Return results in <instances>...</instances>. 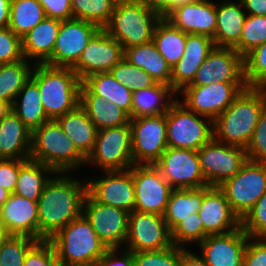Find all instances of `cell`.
I'll list each match as a JSON object with an SVG mask.
<instances>
[{
    "mask_svg": "<svg viewBox=\"0 0 266 266\" xmlns=\"http://www.w3.org/2000/svg\"><path fill=\"white\" fill-rule=\"evenodd\" d=\"M65 173L47 182L38 199V240H49L83 214L87 183Z\"/></svg>",
    "mask_w": 266,
    "mask_h": 266,
    "instance_id": "6da1fadb",
    "label": "cell"
},
{
    "mask_svg": "<svg viewBox=\"0 0 266 266\" xmlns=\"http://www.w3.org/2000/svg\"><path fill=\"white\" fill-rule=\"evenodd\" d=\"M265 105L266 88L246 87L213 121V138L246 149Z\"/></svg>",
    "mask_w": 266,
    "mask_h": 266,
    "instance_id": "7a4b0ae2",
    "label": "cell"
},
{
    "mask_svg": "<svg viewBox=\"0 0 266 266\" xmlns=\"http://www.w3.org/2000/svg\"><path fill=\"white\" fill-rule=\"evenodd\" d=\"M31 79L38 85L42 106L50 120L80 105L82 81L72 68L34 64Z\"/></svg>",
    "mask_w": 266,
    "mask_h": 266,
    "instance_id": "3957f363",
    "label": "cell"
},
{
    "mask_svg": "<svg viewBox=\"0 0 266 266\" xmlns=\"http://www.w3.org/2000/svg\"><path fill=\"white\" fill-rule=\"evenodd\" d=\"M60 264L96 266L108 248L84 214L72 220L51 239Z\"/></svg>",
    "mask_w": 266,
    "mask_h": 266,
    "instance_id": "277c9868",
    "label": "cell"
},
{
    "mask_svg": "<svg viewBox=\"0 0 266 266\" xmlns=\"http://www.w3.org/2000/svg\"><path fill=\"white\" fill-rule=\"evenodd\" d=\"M30 159L51 167L59 175L86 163L56 119L46 121L32 132Z\"/></svg>",
    "mask_w": 266,
    "mask_h": 266,
    "instance_id": "5b68a950",
    "label": "cell"
},
{
    "mask_svg": "<svg viewBox=\"0 0 266 266\" xmlns=\"http://www.w3.org/2000/svg\"><path fill=\"white\" fill-rule=\"evenodd\" d=\"M161 18L160 14L139 0L121 2L116 3L103 29L125 49L151 42Z\"/></svg>",
    "mask_w": 266,
    "mask_h": 266,
    "instance_id": "8992f818",
    "label": "cell"
},
{
    "mask_svg": "<svg viewBox=\"0 0 266 266\" xmlns=\"http://www.w3.org/2000/svg\"><path fill=\"white\" fill-rule=\"evenodd\" d=\"M200 116L176 98L166 113L168 147L198 151L208 143L213 138V121Z\"/></svg>",
    "mask_w": 266,
    "mask_h": 266,
    "instance_id": "52a82bcc",
    "label": "cell"
},
{
    "mask_svg": "<svg viewBox=\"0 0 266 266\" xmlns=\"http://www.w3.org/2000/svg\"><path fill=\"white\" fill-rule=\"evenodd\" d=\"M218 187L241 220L266 192V162L248 160L233 177Z\"/></svg>",
    "mask_w": 266,
    "mask_h": 266,
    "instance_id": "ba28073f",
    "label": "cell"
},
{
    "mask_svg": "<svg viewBox=\"0 0 266 266\" xmlns=\"http://www.w3.org/2000/svg\"><path fill=\"white\" fill-rule=\"evenodd\" d=\"M86 163L98 164L103 171L126 170L133 166L130 125L98 130Z\"/></svg>",
    "mask_w": 266,
    "mask_h": 266,
    "instance_id": "9c48e42d",
    "label": "cell"
},
{
    "mask_svg": "<svg viewBox=\"0 0 266 266\" xmlns=\"http://www.w3.org/2000/svg\"><path fill=\"white\" fill-rule=\"evenodd\" d=\"M245 82H214L208 85H188L182 90L183 103L202 118L214 121L246 88Z\"/></svg>",
    "mask_w": 266,
    "mask_h": 266,
    "instance_id": "30bf717a",
    "label": "cell"
},
{
    "mask_svg": "<svg viewBox=\"0 0 266 266\" xmlns=\"http://www.w3.org/2000/svg\"><path fill=\"white\" fill-rule=\"evenodd\" d=\"M201 170L208 186H220L248 161L246 149L212 138L198 150Z\"/></svg>",
    "mask_w": 266,
    "mask_h": 266,
    "instance_id": "8fae6325",
    "label": "cell"
},
{
    "mask_svg": "<svg viewBox=\"0 0 266 266\" xmlns=\"http://www.w3.org/2000/svg\"><path fill=\"white\" fill-rule=\"evenodd\" d=\"M134 165H154L168 148L166 114L130 119Z\"/></svg>",
    "mask_w": 266,
    "mask_h": 266,
    "instance_id": "7c38bea8",
    "label": "cell"
},
{
    "mask_svg": "<svg viewBox=\"0 0 266 266\" xmlns=\"http://www.w3.org/2000/svg\"><path fill=\"white\" fill-rule=\"evenodd\" d=\"M154 165L173 189L208 186L201 170L198 151L168 147Z\"/></svg>",
    "mask_w": 266,
    "mask_h": 266,
    "instance_id": "4fadbf2b",
    "label": "cell"
},
{
    "mask_svg": "<svg viewBox=\"0 0 266 266\" xmlns=\"http://www.w3.org/2000/svg\"><path fill=\"white\" fill-rule=\"evenodd\" d=\"M132 179L135 189V209L139 212L162 215L174 190L152 164L133 165Z\"/></svg>",
    "mask_w": 266,
    "mask_h": 266,
    "instance_id": "5bb4252c",
    "label": "cell"
},
{
    "mask_svg": "<svg viewBox=\"0 0 266 266\" xmlns=\"http://www.w3.org/2000/svg\"><path fill=\"white\" fill-rule=\"evenodd\" d=\"M125 243V250L132 253L162 250L173 245L171 230L162 215L136 210L129 213Z\"/></svg>",
    "mask_w": 266,
    "mask_h": 266,
    "instance_id": "9a60e30c",
    "label": "cell"
},
{
    "mask_svg": "<svg viewBox=\"0 0 266 266\" xmlns=\"http://www.w3.org/2000/svg\"><path fill=\"white\" fill-rule=\"evenodd\" d=\"M100 29L97 24L81 19L61 21L53 54L45 64L73 68L80 59L83 49Z\"/></svg>",
    "mask_w": 266,
    "mask_h": 266,
    "instance_id": "2e32d148",
    "label": "cell"
},
{
    "mask_svg": "<svg viewBox=\"0 0 266 266\" xmlns=\"http://www.w3.org/2000/svg\"><path fill=\"white\" fill-rule=\"evenodd\" d=\"M83 214L108 249H120V245L125 244L129 224V213L126 210L95 202L87 194Z\"/></svg>",
    "mask_w": 266,
    "mask_h": 266,
    "instance_id": "e0dca14e",
    "label": "cell"
},
{
    "mask_svg": "<svg viewBox=\"0 0 266 266\" xmlns=\"http://www.w3.org/2000/svg\"><path fill=\"white\" fill-rule=\"evenodd\" d=\"M105 177L87 181V194L104 205L117 207L131 213L136 197L132 179V167L126 170L104 171Z\"/></svg>",
    "mask_w": 266,
    "mask_h": 266,
    "instance_id": "ac0fdd59",
    "label": "cell"
},
{
    "mask_svg": "<svg viewBox=\"0 0 266 266\" xmlns=\"http://www.w3.org/2000/svg\"><path fill=\"white\" fill-rule=\"evenodd\" d=\"M123 58V46L101 28L83 49L80 59L72 69L83 81L93 74L109 72Z\"/></svg>",
    "mask_w": 266,
    "mask_h": 266,
    "instance_id": "d6986e66",
    "label": "cell"
},
{
    "mask_svg": "<svg viewBox=\"0 0 266 266\" xmlns=\"http://www.w3.org/2000/svg\"><path fill=\"white\" fill-rule=\"evenodd\" d=\"M214 82H245L243 57L233 47H214L190 85Z\"/></svg>",
    "mask_w": 266,
    "mask_h": 266,
    "instance_id": "ffe728a7",
    "label": "cell"
},
{
    "mask_svg": "<svg viewBox=\"0 0 266 266\" xmlns=\"http://www.w3.org/2000/svg\"><path fill=\"white\" fill-rule=\"evenodd\" d=\"M248 239V234L240 227L225 234L208 235L198 245L208 266H243Z\"/></svg>",
    "mask_w": 266,
    "mask_h": 266,
    "instance_id": "44dd1931",
    "label": "cell"
},
{
    "mask_svg": "<svg viewBox=\"0 0 266 266\" xmlns=\"http://www.w3.org/2000/svg\"><path fill=\"white\" fill-rule=\"evenodd\" d=\"M198 214L207 235L225 234L241 227V220L218 186H203V201Z\"/></svg>",
    "mask_w": 266,
    "mask_h": 266,
    "instance_id": "7402d4cb",
    "label": "cell"
},
{
    "mask_svg": "<svg viewBox=\"0 0 266 266\" xmlns=\"http://www.w3.org/2000/svg\"><path fill=\"white\" fill-rule=\"evenodd\" d=\"M165 19L186 34L213 38L216 30V4L209 0H196L176 7Z\"/></svg>",
    "mask_w": 266,
    "mask_h": 266,
    "instance_id": "603a6c76",
    "label": "cell"
},
{
    "mask_svg": "<svg viewBox=\"0 0 266 266\" xmlns=\"http://www.w3.org/2000/svg\"><path fill=\"white\" fill-rule=\"evenodd\" d=\"M214 47L215 43L209 36L186 34L184 54L172 67L171 87L177 94L193 82L197 70Z\"/></svg>",
    "mask_w": 266,
    "mask_h": 266,
    "instance_id": "cb8c5ba5",
    "label": "cell"
},
{
    "mask_svg": "<svg viewBox=\"0 0 266 266\" xmlns=\"http://www.w3.org/2000/svg\"><path fill=\"white\" fill-rule=\"evenodd\" d=\"M38 201L14 193L0 208V222L9 235H25L38 240Z\"/></svg>",
    "mask_w": 266,
    "mask_h": 266,
    "instance_id": "d4e9b609",
    "label": "cell"
},
{
    "mask_svg": "<svg viewBox=\"0 0 266 266\" xmlns=\"http://www.w3.org/2000/svg\"><path fill=\"white\" fill-rule=\"evenodd\" d=\"M32 131L17 114L10 113L0 121V152L5 159H30Z\"/></svg>",
    "mask_w": 266,
    "mask_h": 266,
    "instance_id": "484cf974",
    "label": "cell"
},
{
    "mask_svg": "<svg viewBox=\"0 0 266 266\" xmlns=\"http://www.w3.org/2000/svg\"><path fill=\"white\" fill-rule=\"evenodd\" d=\"M61 21L45 17L22 37L24 58L36 59L35 64H45L52 56Z\"/></svg>",
    "mask_w": 266,
    "mask_h": 266,
    "instance_id": "4316f807",
    "label": "cell"
},
{
    "mask_svg": "<svg viewBox=\"0 0 266 266\" xmlns=\"http://www.w3.org/2000/svg\"><path fill=\"white\" fill-rule=\"evenodd\" d=\"M80 105L98 130L129 124V115L114 102L95 95L83 82L80 89Z\"/></svg>",
    "mask_w": 266,
    "mask_h": 266,
    "instance_id": "83f0119b",
    "label": "cell"
},
{
    "mask_svg": "<svg viewBox=\"0 0 266 266\" xmlns=\"http://www.w3.org/2000/svg\"><path fill=\"white\" fill-rule=\"evenodd\" d=\"M241 0L216 4V30L212 38L216 47H234L240 40L247 13Z\"/></svg>",
    "mask_w": 266,
    "mask_h": 266,
    "instance_id": "f1b7e54d",
    "label": "cell"
},
{
    "mask_svg": "<svg viewBox=\"0 0 266 266\" xmlns=\"http://www.w3.org/2000/svg\"><path fill=\"white\" fill-rule=\"evenodd\" d=\"M175 94L177 93L170 85L159 82L151 87L134 91L132 93L131 119L166 114L176 100L172 98Z\"/></svg>",
    "mask_w": 266,
    "mask_h": 266,
    "instance_id": "f546056e",
    "label": "cell"
},
{
    "mask_svg": "<svg viewBox=\"0 0 266 266\" xmlns=\"http://www.w3.org/2000/svg\"><path fill=\"white\" fill-rule=\"evenodd\" d=\"M56 120L77 150L87 159L94 148L98 129L89 119L84 108L78 105Z\"/></svg>",
    "mask_w": 266,
    "mask_h": 266,
    "instance_id": "4dcf8cb0",
    "label": "cell"
},
{
    "mask_svg": "<svg viewBox=\"0 0 266 266\" xmlns=\"http://www.w3.org/2000/svg\"><path fill=\"white\" fill-rule=\"evenodd\" d=\"M124 58L146 71L157 82L171 86L172 68L158 52L153 41L124 49Z\"/></svg>",
    "mask_w": 266,
    "mask_h": 266,
    "instance_id": "1f68e13d",
    "label": "cell"
},
{
    "mask_svg": "<svg viewBox=\"0 0 266 266\" xmlns=\"http://www.w3.org/2000/svg\"><path fill=\"white\" fill-rule=\"evenodd\" d=\"M12 110L32 132L50 120L43 109L39 87L31 78L17 94Z\"/></svg>",
    "mask_w": 266,
    "mask_h": 266,
    "instance_id": "d6a6232c",
    "label": "cell"
},
{
    "mask_svg": "<svg viewBox=\"0 0 266 266\" xmlns=\"http://www.w3.org/2000/svg\"><path fill=\"white\" fill-rule=\"evenodd\" d=\"M95 95L105 101L114 102L124 110L131 119L132 91L117 81L110 72L97 73L82 81Z\"/></svg>",
    "mask_w": 266,
    "mask_h": 266,
    "instance_id": "836d02e7",
    "label": "cell"
},
{
    "mask_svg": "<svg viewBox=\"0 0 266 266\" xmlns=\"http://www.w3.org/2000/svg\"><path fill=\"white\" fill-rule=\"evenodd\" d=\"M203 201V187L192 189H174L163 218L172 231L189 214L198 212Z\"/></svg>",
    "mask_w": 266,
    "mask_h": 266,
    "instance_id": "e575fe53",
    "label": "cell"
},
{
    "mask_svg": "<svg viewBox=\"0 0 266 266\" xmlns=\"http://www.w3.org/2000/svg\"><path fill=\"white\" fill-rule=\"evenodd\" d=\"M152 41L172 68L184 54L186 33L174 27L165 18H161L155 27Z\"/></svg>",
    "mask_w": 266,
    "mask_h": 266,
    "instance_id": "d590c367",
    "label": "cell"
},
{
    "mask_svg": "<svg viewBox=\"0 0 266 266\" xmlns=\"http://www.w3.org/2000/svg\"><path fill=\"white\" fill-rule=\"evenodd\" d=\"M51 172L56 173L51 167L41 162L28 159L19 169L13 193L31 201H38L47 182L51 179L44 174H51Z\"/></svg>",
    "mask_w": 266,
    "mask_h": 266,
    "instance_id": "8d00e7d4",
    "label": "cell"
},
{
    "mask_svg": "<svg viewBox=\"0 0 266 266\" xmlns=\"http://www.w3.org/2000/svg\"><path fill=\"white\" fill-rule=\"evenodd\" d=\"M45 17L39 0H11L8 27L22 38Z\"/></svg>",
    "mask_w": 266,
    "mask_h": 266,
    "instance_id": "74e56055",
    "label": "cell"
},
{
    "mask_svg": "<svg viewBox=\"0 0 266 266\" xmlns=\"http://www.w3.org/2000/svg\"><path fill=\"white\" fill-rule=\"evenodd\" d=\"M33 68L26 59L0 65V99L13 104L17 94L31 78Z\"/></svg>",
    "mask_w": 266,
    "mask_h": 266,
    "instance_id": "f35d334b",
    "label": "cell"
},
{
    "mask_svg": "<svg viewBox=\"0 0 266 266\" xmlns=\"http://www.w3.org/2000/svg\"><path fill=\"white\" fill-rule=\"evenodd\" d=\"M74 19L90 21L103 28L110 20L116 3L113 0H71Z\"/></svg>",
    "mask_w": 266,
    "mask_h": 266,
    "instance_id": "ab89813d",
    "label": "cell"
},
{
    "mask_svg": "<svg viewBox=\"0 0 266 266\" xmlns=\"http://www.w3.org/2000/svg\"><path fill=\"white\" fill-rule=\"evenodd\" d=\"M266 41V16L247 15L239 42L233 47L243 58Z\"/></svg>",
    "mask_w": 266,
    "mask_h": 266,
    "instance_id": "60d3db41",
    "label": "cell"
},
{
    "mask_svg": "<svg viewBox=\"0 0 266 266\" xmlns=\"http://www.w3.org/2000/svg\"><path fill=\"white\" fill-rule=\"evenodd\" d=\"M109 72L132 92L151 87L157 83L146 71L129 63L125 58L119 61Z\"/></svg>",
    "mask_w": 266,
    "mask_h": 266,
    "instance_id": "b9f144b4",
    "label": "cell"
},
{
    "mask_svg": "<svg viewBox=\"0 0 266 266\" xmlns=\"http://www.w3.org/2000/svg\"><path fill=\"white\" fill-rule=\"evenodd\" d=\"M247 87L266 88V41L243 58Z\"/></svg>",
    "mask_w": 266,
    "mask_h": 266,
    "instance_id": "7bdbcfd3",
    "label": "cell"
},
{
    "mask_svg": "<svg viewBox=\"0 0 266 266\" xmlns=\"http://www.w3.org/2000/svg\"><path fill=\"white\" fill-rule=\"evenodd\" d=\"M35 238L25 235H9L0 245V266H24L29 248Z\"/></svg>",
    "mask_w": 266,
    "mask_h": 266,
    "instance_id": "ee69618b",
    "label": "cell"
},
{
    "mask_svg": "<svg viewBox=\"0 0 266 266\" xmlns=\"http://www.w3.org/2000/svg\"><path fill=\"white\" fill-rule=\"evenodd\" d=\"M173 245L184 248V244L202 242L208 235L204 232L202 219L198 212L189 214L172 231Z\"/></svg>",
    "mask_w": 266,
    "mask_h": 266,
    "instance_id": "f6af8a7d",
    "label": "cell"
},
{
    "mask_svg": "<svg viewBox=\"0 0 266 266\" xmlns=\"http://www.w3.org/2000/svg\"><path fill=\"white\" fill-rule=\"evenodd\" d=\"M135 266H181L182 247L172 245L162 250L133 253Z\"/></svg>",
    "mask_w": 266,
    "mask_h": 266,
    "instance_id": "bcb514c9",
    "label": "cell"
},
{
    "mask_svg": "<svg viewBox=\"0 0 266 266\" xmlns=\"http://www.w3.org/2000/svg\"><path fill=\"white\" fill-rule=\"evenodd\" d=\"M241 228L250 238H266V192L241 219Z\"/></svg>",
    "mask_w": 266,
    "mask_h": 266,
    "instance_id": "7dc6e473",
    "label": "cell"
},
{
    "mask_svg": "<svg viewBox=\"0 0 266 266\" xmlns=\"http://www.w3.org/2000/svg\"><path fill=\"white\" fill-rule=\"evenodd\" d=\"M57 254L50 240H37L27 251L24 266H59Z\"/></svg>",
    "mask_w": 266,
    "mask_h": 266,
    "instance_id": "c3c4849f",
    "label": "cell"
},
{
    "mask_svg": "<svg viewBox=\"0 0 266 266\" xmlns=\"http://www.w3.org/2000/svg\"><path fill=\"white\" fill-rule=\"evenodd\" d=\"M25 59L22 38L9 27L0 30V64L19 62Z\"/></svg>",
    "mask_w": 266,
    "mask_h": 266,
    "instance_id": "681fc988",
    "label": "cell"
},
{
    "mask_svg": "<svg viewBox=\"0 0 266 266\" xmlns=\"http://www.w3.org/2000/svg\"><path fill=\"white\" fill-rule=\"evenodd\" d=\"M246 152L248 160L266 162V105L262 109L252 139L246 147Z\"/></svg>",
    "mask_w": 266,
    "mask_h": 266,
    "instance_id": "f907efd6",
    "label": "cell"
},
{
    "mask_svg": "<svg viewBox=\"0 0 266 266\" xmlns=\"http://www.w3.org/2000/svg\"><path fill=\"white\" fill-rule=\"evenodd\" d=\"M28 159H4L0 161V186L14 192L20 167Z\"/></svg>",
    "mask_w": 266,
    "mask_h": 266,
    "instance_id": "816d5d0a",
    "label": "cell"
},
{
    "mask_svg": "<svg viewBox=\"0 0 266 266\" xmlns=\"http://www.w3.org/2000/svg\"><path fill=\"white\" fill-rule=\"evenodd\" d=\"M250 239H252L251 242ZM243 266H266V238L249 237L244 252Z\"/></svg>",
    "mask_w": 266,
    "mask_h": 266,
    "instance_id": "f5cc1de1",
    "label": "cell"
},
{
    "mask_svg": "<svg viewBox=\"0 0 266 266\" xmlns=\"http://www.w3.org/2000/svg\"><path fill=\"white\" fill-rule=\"evenodd\" d=\"M47 18L60 21L73 19L71 0H39Z\"/></svg>",
    "mask_w": 266,
    "mask_h": 266,
    "instance_id": "db71d44e",
    "label": "cell"
},
{
    "mask_svg": "<svg viewBox=\"0 0 266 266\" xmlns=\"http://www.w3.org/2000/svg\"><path fill=\"white\" fill-rule=\"evenodd\" d=\"M118 250L119 249L115 248L108 249L97 262L96 266H135L132 252L125 250V252L117 258L116 254Z\"/></svg>",
    "mask_w": 266,
    "mask_h": 266,
    "instance_id": "11a10c76",
    "label": "cell"
},
{
    "mask_svg": "<svg viewBox=\"0 0 266 266\" xmlns=\"http://www.w3.org/2000/svg\"><path fill=\"white\" fill-rule=\"evenodd\" d=\"M247 15L266 16V0H241Z\"/></svg>",
    "mask_w": 266,
    "mask_h": 266,
    "instance_id": "9f6ffc18",
    "label": "cell"
},
{
    "mask_svg": "<svg viewBox=\"0 0 266 266\" xmlns=\"http://www.w3.org/2000/svg\"><path fill=\"white\" fill-rule=\"evenodd\" d=\"M181 266H208L202 257L193 254L189 249L182 248Z\"/></svg>",
    "mask_w": 266,
    "mask_h": 266,
    "instance_id": "6f0895ef",
    "label": "cell"
},
{
    "mask_svg": "<svg viewBox=\"0 0 266 266\" xmlns=\"http://www.w3.org/2000/svg\"><path fill=\"white\" fill-rule=\"evenodd\" d=\"M11 0H0V30L9 26Z\"/></svg>",
    "mask_w": 266,
    "mask_h": 266,
    "instance_id": "680465c9",
    "label": "cell"
},
{
    "mask_svg": "<svg viewBox=\"0 0 266 266\" xmlns=\"http://www.w3.org/2000/svg\"><path fill=\"white\" fill-rule=\"evenodd\" d=\"M144 3L150 9L156 11L158 14H162L174 0H139Z\"/></svg>",
    "mask_w": 266,
    "mask_h": 266,
    "instance_id": "91938a15",
    "label": "cell"
},
{
    "mask_svg": "<svg viewBox=\"0 0 266 266\" xmlns=\"http://www.w3.org/2000/svg\"><path fill=\"white\" fill-rule=\"evenodd\" d=\"M194 1L196 0H174L173 3L161 14V17L165 18L176 7L186 5Z\"/></svg>",
    "mask_w": 266,
    "mask_h": 266,
    "instance_id": "94428289",
    "label": "cell"
},
{
    "mask_svg": "<svg viewBox=\"0 0 266 266\" xmlns=\"http://www.w3.org/2000/svg\"><path fill=\"white\" fill-rule=\"evenodd\" d=\"M12 110V104L0 99V121L6 117Z\"/></svg>",
    "mask_w": 266,
    "mask_h": 266,
    "instance_id": "6125c7cd",
    "label": "cell"
},
{
    "mask_svg": "<svg viewBox=\"0 0 266 266\" xmlns=\"http://www.w3.org/2000/svg\"><path fill=\"white\" fill-rule=\"evenodd\" d=\"M10 194L11 193L8 190L0 186V208L8 200Z\"/></svg>",
    "mask_w": 266,
    "mask_h": 266,
    "instance_id": "be15d7a7",
    "label": "cell"
},
{
    "mask_svg": "<svg viewBox=\"0 0 266 266\" xmlns=\"http://www.w3.org/2000/svg\"><path fill=\"white\" fill-rule=\"evenodd\" d=\"M9 236V234L6 232V229L3 227V225L0 222V245L3 243V241Z\"/></svg>",
    "mask_w": 266,
    "mask_h": 266,
    "instance_id": "e7e4bbea",
    "label": "cell"
},
{
    "mask_svg": "<svg viewBox=\"0 0 266 266\" xmlns=\"http://www.w3.org/2000/svg\"><path fill=\"white\" fill-rule=\"evenodd\" d=\"M115 3L128 2L132 0H113Z\"/></svg>",
    "mask_w": 266,
    "mask_h": 266,
    "instance_id": "03108f58",
    "label": "cell"
},
{
    "mask_svg": "<svg viewBox=\"0 0 266 266\" xmlns=\"http://www.w3.org/2000/svg\"><path fill=\"white\" fill-rule=\"evenodd\" d=\"M5 158L2 156L1 152H0V161L4 160Z\"/></svg>",
    "mask_w": 266,
    "mask_h": 266,
    "instance_id": "003e7915",
    "label": "cell"
},
{
    "mask_svg": "<svg viewBox=\"0 0 266 266\" xmlns=\"http://www.w3.org/2000/svg\"><path fill=\"white\" fill-rule=\"evenodd\" d=\"M59 266H74V265H64V264H60Z\"/></svg>",
    "mask_w": 266,
    "mask_h": 266,
    "instance_id": "a7ac6f4b",
    "label": "cell"
}]
</instances>
